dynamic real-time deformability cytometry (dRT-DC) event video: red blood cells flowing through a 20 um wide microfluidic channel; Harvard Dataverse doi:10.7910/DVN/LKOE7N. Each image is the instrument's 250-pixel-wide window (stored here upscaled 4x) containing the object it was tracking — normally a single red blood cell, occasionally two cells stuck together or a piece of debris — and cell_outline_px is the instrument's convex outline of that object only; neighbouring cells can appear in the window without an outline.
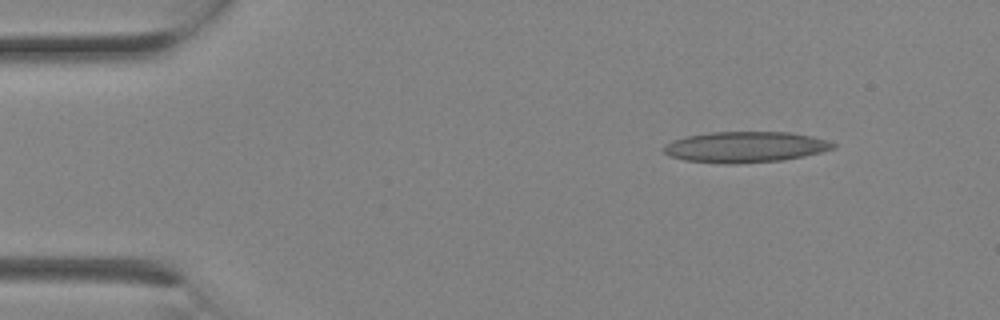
{"species": "Egyptian fruit bat (a non-hibernating species)", "species_latin": "Rousettus aegyptiacus", "temperature_condition": "room temperature", "stored_images_in_passage": 1, "camera_frame_rate_fps": 3000, "um_per_image_px": 0.085, "animal": {"sex": "female"}, "frame": {"image": 1, "passage_image": 1, "time_ms": 0.0, "image_size_px": [1000, 320], "cell_outline_px": [[836, 148], [804, 156], [780, 160], [736, 164], [724, 164], [684, 160], [668, 156], [664, 152], [664, 144], [672, 140], [684, 136], [712, 132], [788, 132], [812, 136], [828, 140], [836, 144]], "centroid_in_image_um": [63.32, 12.49], "position_along_channel_um": 21.7, "area_um2": 30.63}}